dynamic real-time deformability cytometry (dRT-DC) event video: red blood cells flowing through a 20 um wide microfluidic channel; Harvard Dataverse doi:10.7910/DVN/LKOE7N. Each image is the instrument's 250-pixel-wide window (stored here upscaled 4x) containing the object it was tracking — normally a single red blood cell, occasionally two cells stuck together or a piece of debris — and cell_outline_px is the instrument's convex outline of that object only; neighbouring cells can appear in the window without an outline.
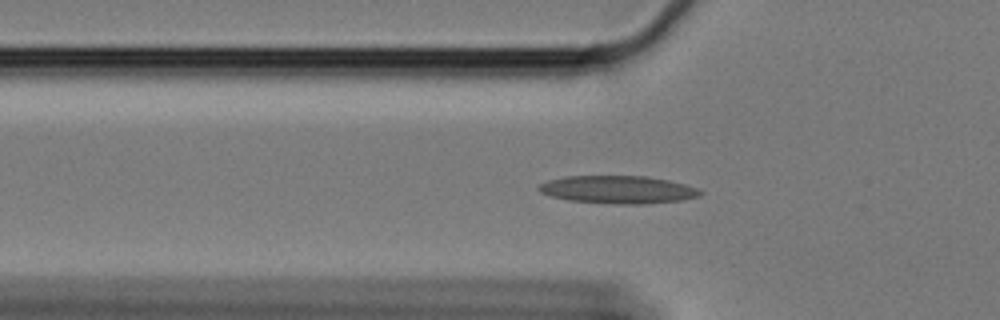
{"species": "Egyptian fruit bat (a non-hibernating species)", "species_latin": "Rousettus aegyptiacus", "temperature_condition": "cold", "stored_images_in_passage": 46, "segment_of_instrument_passage": [1, 2], "camera_frame_rate_fps": 3000, "um_per_image_px": 0.085, "animal": {"sex": "female"}, "frame": {"image": 1, "passage_image": 5, "time_ms": 1.333, "image_size_px": [1000, 320], "cell_outline_px": [[704, 192], [700, 196], [680, 200], [644, 204], [616, 204], [568, 200], [552, 196], [540, 192], [536, 188], [540, 184], [548, 180], [564, 176], [648, 176], [668, 180], [684, 184], [696, 188]], "centroid_in_image_um": [52.51, 16.11], "position_along_channel_um": 73.3, "area_um2": 26.13}}
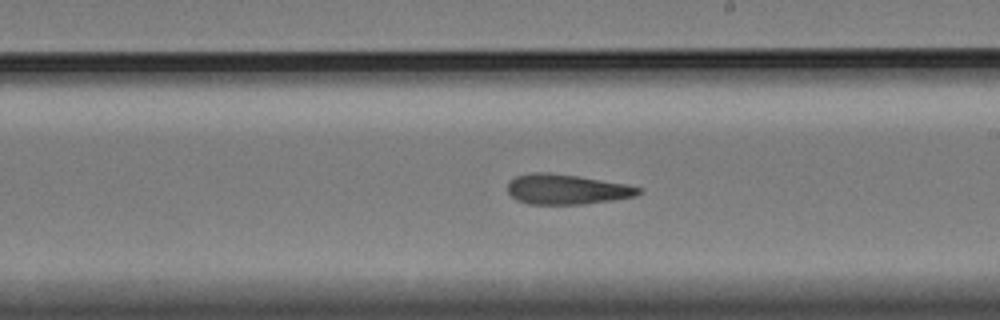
{"frame": {"image": 2, "passage_image": 20, "time_ms": 6.333, "image_size_px": [1000, 320], "cell_outline_px": [[640, 192], [636, 196], [612, 200], [584, 204], [528, 204], [516, 200], [508, 192], [508, 180], [516, 176], [532, 172], [552, 172], [624, 184], [640, 188]], "centroid_in_image_um": [48.09, 16.09], "position_along_channel_um": 240.9, "area_um2": 22.83}}
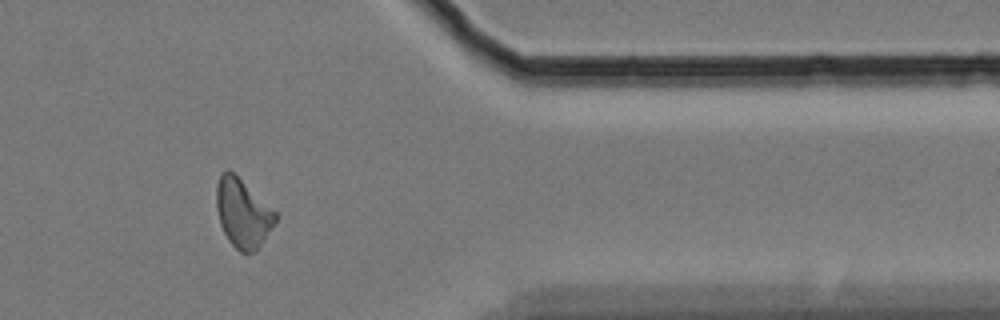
{"frame": {"image": 3, "passage_image": 35, "time_ms": 11.333, "image_size_px": [1000, 320], "cell_outline_px": [[276, 220], [256, 252], [240, 252], [228, 240], [220, 224], [216, 208], [216, 184], [220, 176], [228, 168], [276, 212]], "centroid_in_image_um": [20.61, 18.13], "position_along_channel_um": 390.8, "area_um2": 23.18}}